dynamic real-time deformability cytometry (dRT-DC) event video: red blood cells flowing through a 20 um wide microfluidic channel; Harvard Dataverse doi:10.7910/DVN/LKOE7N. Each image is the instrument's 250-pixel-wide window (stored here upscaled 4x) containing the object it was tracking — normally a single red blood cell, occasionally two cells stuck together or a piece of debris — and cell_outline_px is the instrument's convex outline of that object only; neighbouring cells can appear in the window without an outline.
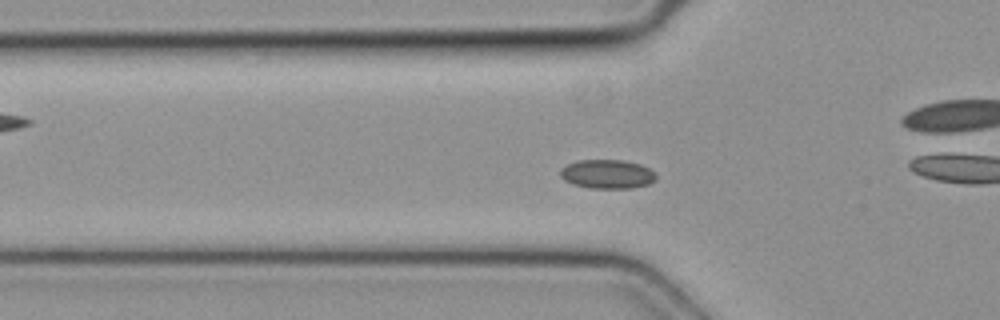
{"species": "common noctule bat (a hibernating species)", "species_latin": "Nyctalus noctula", "temperature_condition": "cold", "stored_images_in_passage": 39, "camera_frame_rate_fps": 3000, "um_per_image_px": 0.085, "animal": {"sex": "female", "body_mass_g": 19.3, "forearm_length_mm": 54.1}, "frame": {"image": 1, "passage_image": 14, "time_ms": 4.333, "image_size_px": [1000, 320], "cell_outline_px": [[656, 180], [648, 184], [632, 188], [588, 188], [572, 184], [564, 180], [560, 176], [560, 168], [568, 164], [580, 160], [624, 160], [640, 164], [656, 172]], "centroid_in_image_um": [51.62, 14.8], "position_along_channel_um": 74.2, "area_um2": 16.3}}
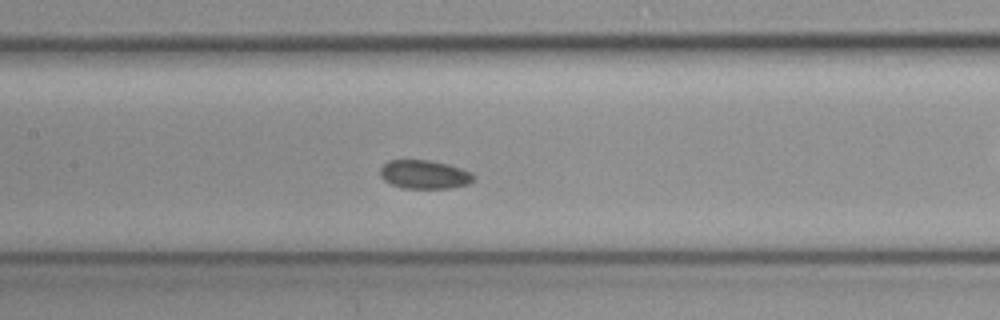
{"frame": {"image": 2, "passage_image": 21, "time_ms": 6.667, "image_size_px": [1000, 320], "cell_outline_px": [[476, 176], [468, 184], [452, 188], [404, 188], [392, 184], [384, 180], [380, 176], [380, 168], [388, 160], [428, 160], [448, 164], [472, 172]], "centroid_in_image_um": [36.08, 14.83], "position_along_channel_um": 171.3, "area_um2": 15.61}}
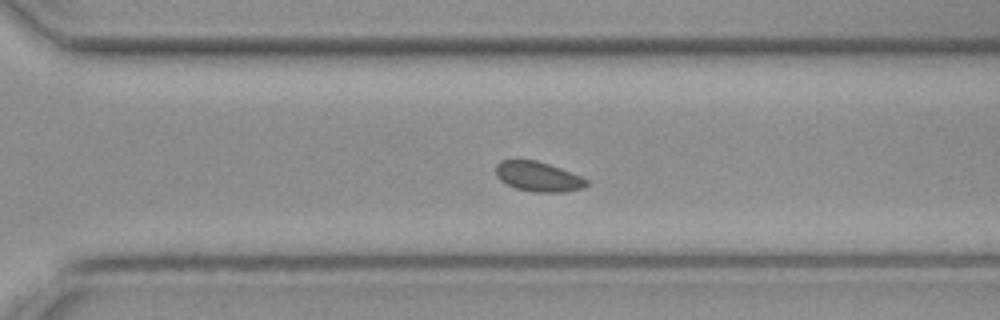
{"frame": {"image": 3, "passage_image": 32, "time_ms": 10.333, "image_size_px": [1000, 320], "cell_outline_px": [[588, 184], [584, 188], [564, 192], [532, 192], [516, 188], [500, 180], [496, 176], [496, 164], [500, 160], [536, 160], [560, 168], [580, 176], [588, 180]], "centroid_in_image_um": [45.74, 15.01], "position_along_channel_um": 324.9, "area_um2": 15.72}}